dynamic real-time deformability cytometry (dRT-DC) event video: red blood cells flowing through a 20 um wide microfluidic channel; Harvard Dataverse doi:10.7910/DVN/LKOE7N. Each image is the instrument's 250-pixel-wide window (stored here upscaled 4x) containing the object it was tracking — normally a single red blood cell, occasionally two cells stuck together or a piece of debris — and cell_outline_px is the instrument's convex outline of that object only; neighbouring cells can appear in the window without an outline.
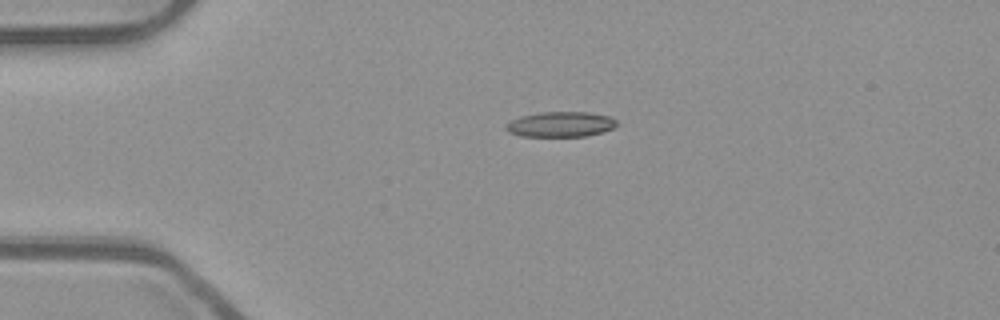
{"species": "common noctule bat (a hibernating species)", "species_latin": "Nyctalus noctula", "temperature_condition": "room temperature", "stored_images_in_passage": 43, "camera_frame_rate_fps": 3000, "um_per_image_px": 0.085, "animal": {"sex": "male", "body_mass_g": 23.1, "forearm_length_mm": 52.7}, "frame": {"image": 1, "passage_image": 2, "time_ms": 0.333, "image_size_px": [1000, 320], "cell_outline_px": [[620, 124], [612, 128], [588, 136], [520, 136], [508, 132], [504, 128], [512, 120], [520, 116], [540, 112], [588, 112], [608, 116], [616, 120]], "centroid_in_image_um": [47.65, 10.56], "position_along_channel_um": 37.4, "area_um2": 16.24}}
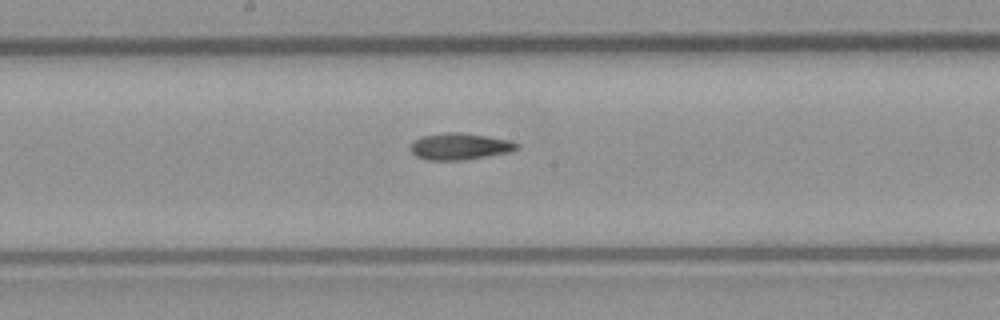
{"frame": {"image": 2, "passage_image": 18, "time_ms": 5.667, "image_size_px": [1000, 320], "cell_outline_px": [[520, 148], [508, 152], [460, 160], [428, 160], [416, 156], [412, 152], [412, 140], [420, 136], [444, 132], [456, 132], [488, 136], [512, 140], [520, 144]], "centroid_in_image_um": [39.09, 12.43], "position_along_channel_um": 209.1, "area_um2": 16.47}}
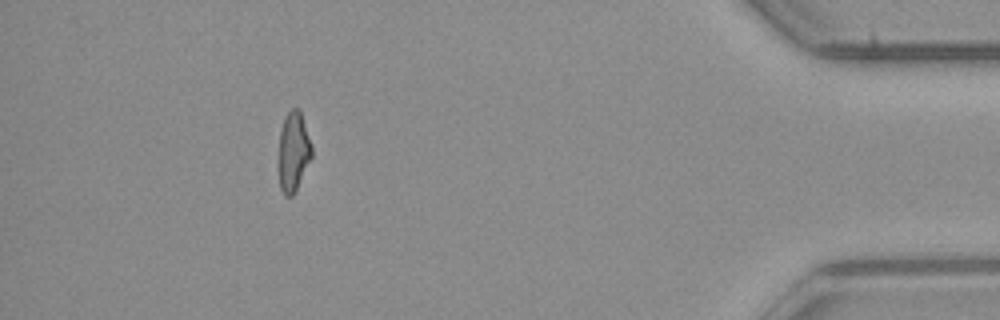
{"frame": {"image": 3, "passage_image": 38, "time_ms": 12.333, "image_size_px": [1000, 320], "cell_outline_px": [[312, 156], [292, 196], [284, 196], [280, 188], [280, 132], [284, 116], [292, 108], [300, 108], [312, 144]], "centroid_in_image_um": [24.96, 12.82], "position_along_channel_um": 410.2, "area_um2": 15.09}, "authors_computed_cell_mechanics": {"area_um2": 16.184, "velocity_mm_per_s": 3.9106, "shape_relaxation_time_tau1_ms": null, "shape_relaxation_time_tau2_ms": 6.4383, "deformation_change_tau1": null, "deformation_change_tau2": 0.1605}}